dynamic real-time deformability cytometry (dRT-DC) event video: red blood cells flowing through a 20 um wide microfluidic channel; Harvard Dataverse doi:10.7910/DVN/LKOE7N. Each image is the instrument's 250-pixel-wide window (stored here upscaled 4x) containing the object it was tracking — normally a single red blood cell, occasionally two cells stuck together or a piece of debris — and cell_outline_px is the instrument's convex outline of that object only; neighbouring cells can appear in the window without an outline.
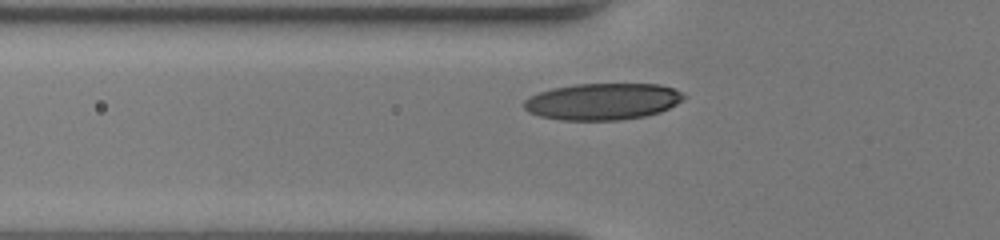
{"species": "human", "species_latin": "Homo sapiens", "temperature_condition": "room temperature", "stored_images_in_passage": 30, "camera_frame_rate_fps": 3000, "um_per_image_px": 0.085, "donor": {"sex": "female"}, "frame": {"image": 1, "passage_image": 5, "time_ms": 1.333, "image_size_px": [1000, 240], "cell_outline_px": [[688, 96], [676, 104], [660, 112], [644, 116], [620, 120], [560, 120], [540, 116], [528, 112], [524, 108], [524, 100], [528, 96], [552, 88], [576, 84], [660, 84], [684, 92]], "centroid_in_image_um": [51.23, 8.62], "position_along_channel_um": 74.6, "area_um2": 34.28}}
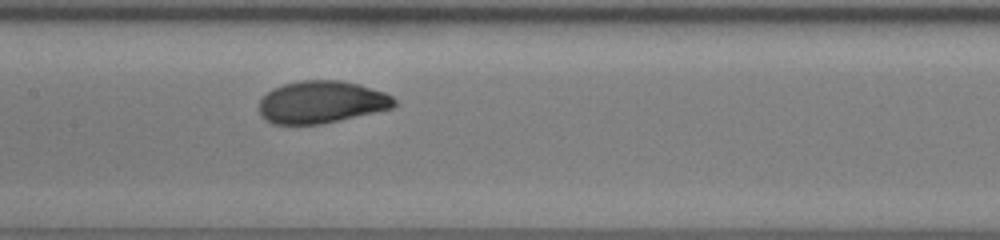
{"frame": {"image": 2, "passage_image": 13, "time_ms": 4.0, "image_size_px": [1000, 240], "cell_outline_px": [[396, 104], [392, 108], [340, 120], [320, 124], [272, 124], [264, 120], [260, 116], [260, 100], [272, 88], [284, 84], [300, 80], [340, 80], [360, 84], [384, 92], [392, 96], [396, 100]], "centroid_in_image_um": [27.31, 8.67], "position_along_channel_um": 180.1, "area_um2": 33.41}}
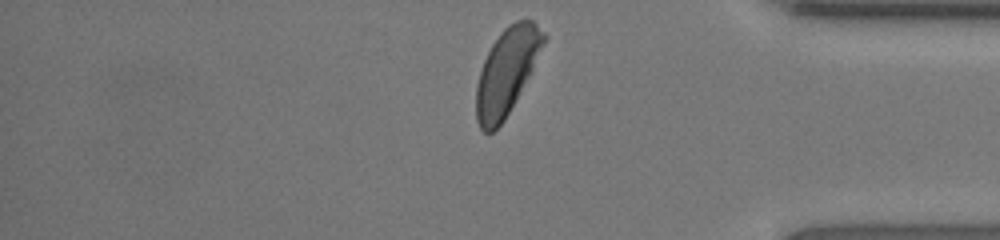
{"frame": {"image": 3, "passage_image": 30, "time_ms": 9.667, "image_size_px": [1000, 240], "cell_outline_px": [[548, 36], [528, 76], [504, 120], [492, 132], [484, 132], [480, 128], [476, 120], [476, 84], [484, 60], [492, 44], [500, 32], [508, 24], [516, 20], [532, 20]], "centroid_in_image_um": [43.05, 6.05], "position_along_channel_um": 392.1, "area_um2": 33.18}, "authors_computed_cell_mechanics": {"area_um2": 33.4951, "velocity_mm_per_s": 4.0212, "shape_relaxation_time_tau1_ms": 2.842, "shape_relaxation_time_tau2_ms": null, "deformation_change_tau1": 0.1248, "deformation_change_tau2": null}}